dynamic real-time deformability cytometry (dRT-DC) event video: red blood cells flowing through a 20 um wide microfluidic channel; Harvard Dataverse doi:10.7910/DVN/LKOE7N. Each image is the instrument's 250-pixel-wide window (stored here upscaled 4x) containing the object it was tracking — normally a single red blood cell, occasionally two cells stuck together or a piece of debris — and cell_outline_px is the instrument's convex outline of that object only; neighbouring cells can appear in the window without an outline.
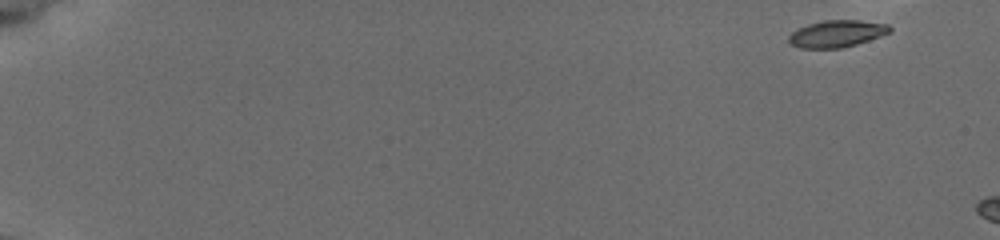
{"species": "common noctule bat (a hibernating species)", "species_latin": "Nyctalus noctula", "temperature_condition": "cold", "stored_images_in_passage": 6, "camera_frame_rate_fps": 3000, "um_per_image_px": 0.085, "animal": {"sex": "female", "body_mass_g": 19.5, "forearm_length_mm": 54.1}, "frame": {"image": 1, "passage_image": 1, "time_ms": 0.0, "image_size_px": [1000, 240], "cell_outline_px": [[892, 32], [856, 44], [840, 48], [800, 48], [788, 44], [788, 36], [792, 32], [808, 24], [824, 20], [856, 20], [888, 24], [892, 28]], "centroid_in_image_um": [71.11, 2.87], "position_along_channel_um": 13.9, "area_um2": 15.84}}